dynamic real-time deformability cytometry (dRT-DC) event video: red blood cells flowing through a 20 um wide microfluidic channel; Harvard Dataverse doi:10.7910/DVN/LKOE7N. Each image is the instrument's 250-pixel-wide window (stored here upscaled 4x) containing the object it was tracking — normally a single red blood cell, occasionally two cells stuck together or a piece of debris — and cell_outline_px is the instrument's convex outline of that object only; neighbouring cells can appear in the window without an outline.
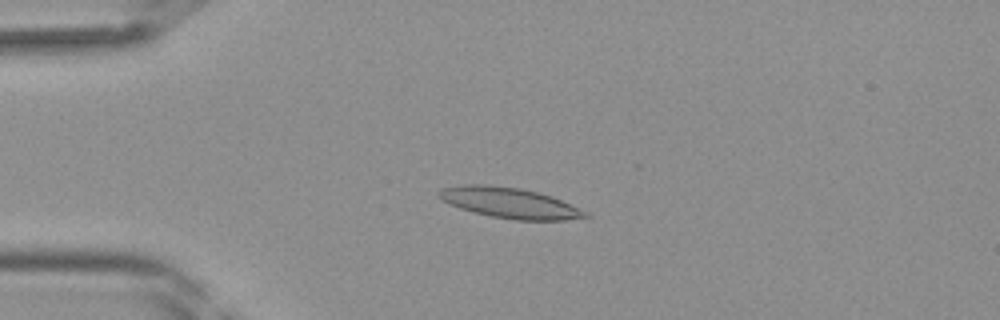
{"species": "Egyptian fruit bat (a non-hibernating species)", "species_latin": "Rousettus aegyptiacus", "temperature_condition": "room temperature", "stored_images_in_passage": 32, "camera_frame_rate_fps": 3000, "um_per_image_px": 0.085, "frame": {"image": 1, "passage_image": 10, "time_ms": 3.0, "image_size_px": [1000, 320], "cell_outline_px": [[592, 216], [564, 220], [516, 220], [492, 216], [472, 212], [460, 208], [440, 200], [436, 192], [440, 188], [460, 184], [488, 184], [520, 188], [540, 192], [552, 196], [588, 212]], "centroid_in_image_um": [43.28, 17.23], "position_along_channel_um": 41.7, "area_um2": 26.36}}
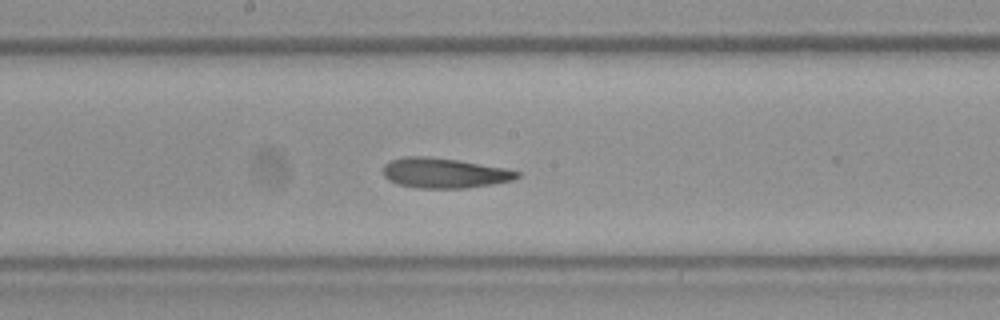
{"frame": {"image": 2, "passage_image": 22, "time_ms": 7.0, "image_size_px": [1000, 320], "cell_outline_px": [[520, 176], [512, 180], [492, 184], [464, 188], [420, 188], [400, 184], [388, 180], [384, 176], [384, 164], [392, 160], [404, 156], [428, 156], [460, 160], [504, 168], [520, 172]], "centroid_in_image_um": [37.76, 14.69], "position_along_channel_um": 210.4, "area_um2": 23.35}}
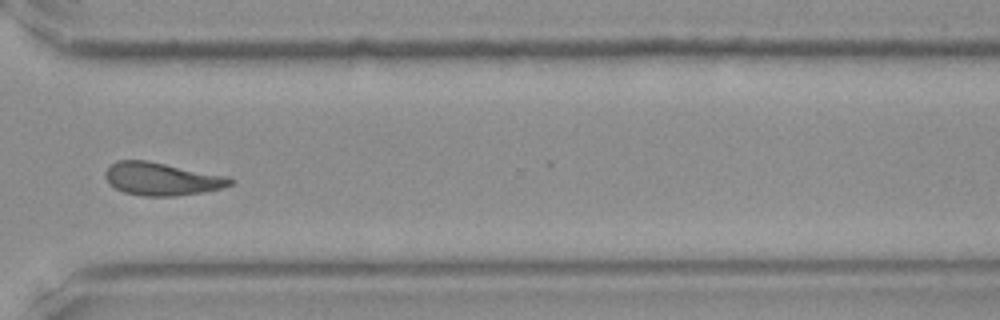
{"frame": {"image": 3, "passage_image": 31, "time_ms": 10.0, "image_size_px": [1000, 320], "cell_outline_px": [[236, 184], [204, 192], [176, 196], [144, 196], [124, 192], [116, 188], [104, 176], [104, 172], [116, 160], [148, 160], [228, 176], [236, 180]], "centroid_in_image_um": [13.81, 15.2], "position_along_channel_um": 356.8, "area_um2": 24.04}}